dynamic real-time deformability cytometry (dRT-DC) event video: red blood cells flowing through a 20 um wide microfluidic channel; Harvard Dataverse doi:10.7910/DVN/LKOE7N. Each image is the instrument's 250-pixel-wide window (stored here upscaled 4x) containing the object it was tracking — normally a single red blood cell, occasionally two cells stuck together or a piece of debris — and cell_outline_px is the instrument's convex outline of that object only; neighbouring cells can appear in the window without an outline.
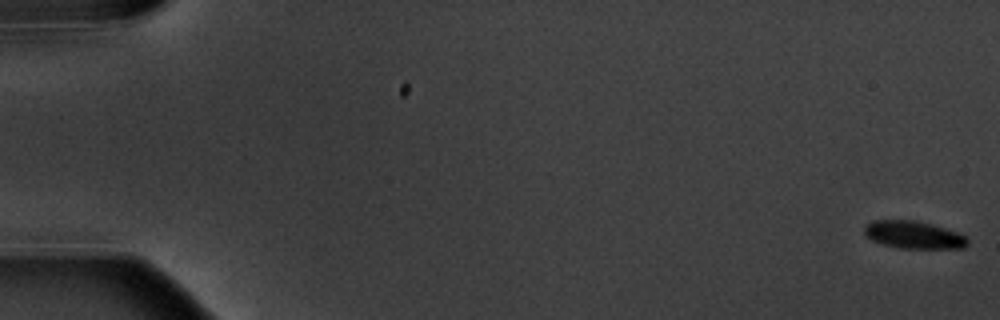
{"species": "common noctule bat (a hibernating species)", "species_latin": "Nyctalus noctula", "temperature_condition": "warm", "stored_images_in_passage": 7, "segment_of_instrument_passage": [2, 2], "camera_frame_rate_fps": 3000, "um_per_image_px": 0.085, "animal": {"sex": "male", "body_mass_g": 20.1, "forearm_length_mm": 53.5}, "frame": {"image": 1, "passage_image": 7, "time_ms": 7.0, "image_size_px": [1000, 320], "cell_outline_px": [[968, 244], [964, 248], [896, 248], [872, 240], [864, 236], [864, 228], [872, 220], [916, 220], [932, 224], [956, 232], [964, 236], [968, 240]], "centroid_in_image_um": [77.63, 19.96], "position_along_channel_um": 7.4, "area_um2": 16.53}}